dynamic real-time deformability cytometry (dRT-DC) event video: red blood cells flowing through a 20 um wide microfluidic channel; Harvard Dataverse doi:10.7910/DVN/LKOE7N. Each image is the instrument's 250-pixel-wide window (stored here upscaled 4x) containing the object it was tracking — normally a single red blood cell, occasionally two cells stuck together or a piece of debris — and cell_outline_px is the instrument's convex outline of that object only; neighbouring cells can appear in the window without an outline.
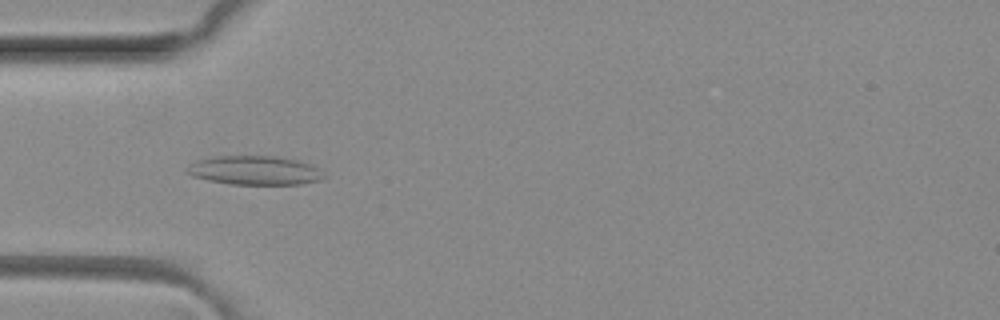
{"species": "common noctule bat (a hibernating species)", "species_latin": "Nyctalus noctula", "temperature_condition": "room temperature", "stored_images_in_passage": 5, "camera_frame_rate_fps": 3000, "um_per_image_px": 0.085, "animal": {"sex": "female", "body_mass_g": 29.2, "forearm_length_mm": 56.3}, "frame": {"image": 1, "passage_image": 4, "time_ms": 1.0, "image_size_px": [1000, 320], "cell_outline_px": [[324, 176], [320, 180], [300, 184], [232, 184], [208, 180], [192, 176], [184, 172], [184, 168], [188, 164], [196, 160], [212, 156], [276, 156], [296, 160], [308, 164], [316, 168]], "centroid_in_image_um": [21.53, 14.47], "position_along_channel_um": 63.5, "area_um2": 23.06}}
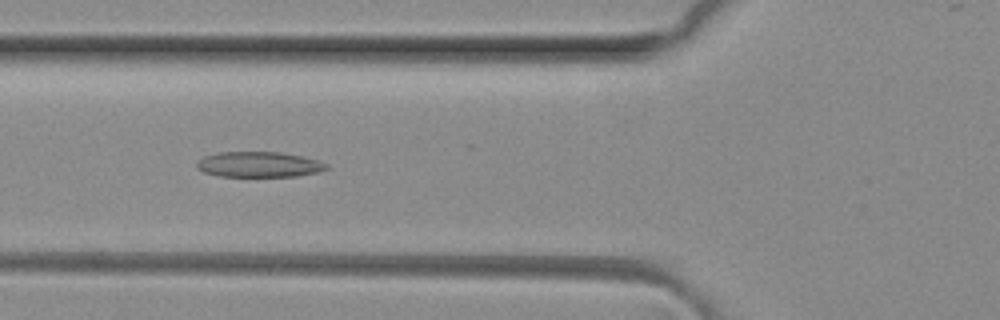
{"frame": {"image": 2, "passage_image": 5, "time_ms": 1.333, "image_size_px": [1000, 320], "cell_outline_px": [[328, 168], [320, 172], [296, 176], [220, 176], [204, 172], [196, 168], [196, 164], [204, 156], [220, 152], [280, 152], [300, 156], [316, 160], [328, 164]], "centroid_in_image_um": [22.01, 13.98], "position_along_channel_um": 103.8, "area_um2": 19.07}}